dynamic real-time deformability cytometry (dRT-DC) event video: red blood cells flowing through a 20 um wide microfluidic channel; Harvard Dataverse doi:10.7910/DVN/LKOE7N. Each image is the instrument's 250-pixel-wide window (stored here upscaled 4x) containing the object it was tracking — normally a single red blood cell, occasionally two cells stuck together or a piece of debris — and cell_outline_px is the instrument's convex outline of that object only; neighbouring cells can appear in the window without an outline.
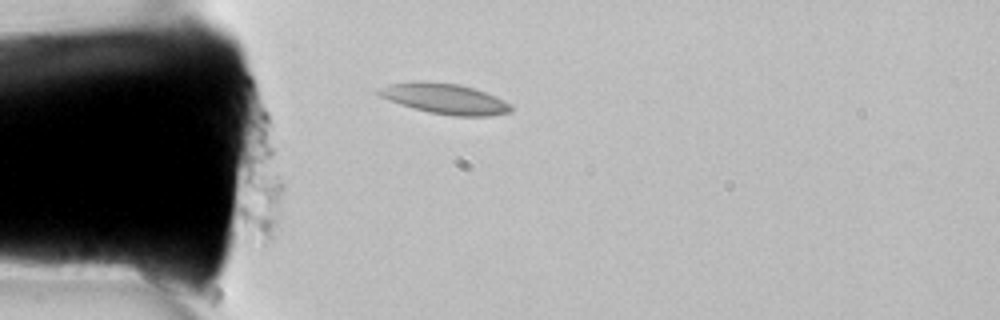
{"species": "common noctule bat (a hibernating species)", "species_latin": "Nyctalus noctula", "temperature_condition": "room temperature", "stored_images_in_passage": 7, "camera_frame_rate_fps": 3000, "um_per_image_px": 0.085, "animal": {"sex": "female", "body_mass_g": 22.7, "forearm_length_mm": 54.2}, "frame": {"image": 1, "passage_image": 7, "time_ms": 2.0, "image_size_px": [1000, 320], "cell_outline_px": [[512, 112], [492, 116], [452, 116], [428, 112], [400, 104], [380, 96], [376, 92], [380, 88], [388, 84], [420, 80], [424, 80], [460, 84], [496, 96], [504, 100], [512, 108]], "centroid_in_image_um": [37.81, 8.38], "position_along_channel_um": 47.2, "area_um2": 23.52}}